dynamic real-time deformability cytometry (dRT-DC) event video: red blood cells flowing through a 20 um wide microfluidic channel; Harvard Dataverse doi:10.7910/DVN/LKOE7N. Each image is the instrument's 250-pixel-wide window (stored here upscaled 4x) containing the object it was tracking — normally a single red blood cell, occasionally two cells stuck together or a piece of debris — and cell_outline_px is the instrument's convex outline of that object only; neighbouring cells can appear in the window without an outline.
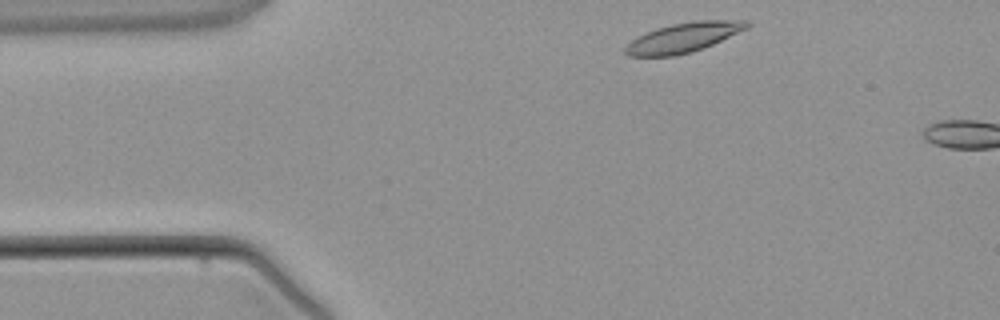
{"species": "common noctule bat (a hibernating species)", "species_latin": "Nyctalus noctula", "temperature_condition": "warm", "stored_images_in_passage": 2, "camera_frame_rate_fps": 3000, "um_per_image_px": 0.085, "animal": {"sex": "male", "body_mass_g": 21.5, "forearm_length_mm": 52.0}, "frame": {"image": 1, "passage_image": 1, "time_ms": 0.0, "image_size_px": [1000, 320], "cell_outline_px": [[752, 24], [748, 28], [704, 48], [692, 52], [676, 56], [628, 56], [624, 52], [624, 48], [632, 40], [656, 28], [672, 24], [696, 20], [748, 20]], "centroid_in_image_um": [58.13, 3.19], "position_along_channel_um": 26.9, "area_um2": 20.98}}